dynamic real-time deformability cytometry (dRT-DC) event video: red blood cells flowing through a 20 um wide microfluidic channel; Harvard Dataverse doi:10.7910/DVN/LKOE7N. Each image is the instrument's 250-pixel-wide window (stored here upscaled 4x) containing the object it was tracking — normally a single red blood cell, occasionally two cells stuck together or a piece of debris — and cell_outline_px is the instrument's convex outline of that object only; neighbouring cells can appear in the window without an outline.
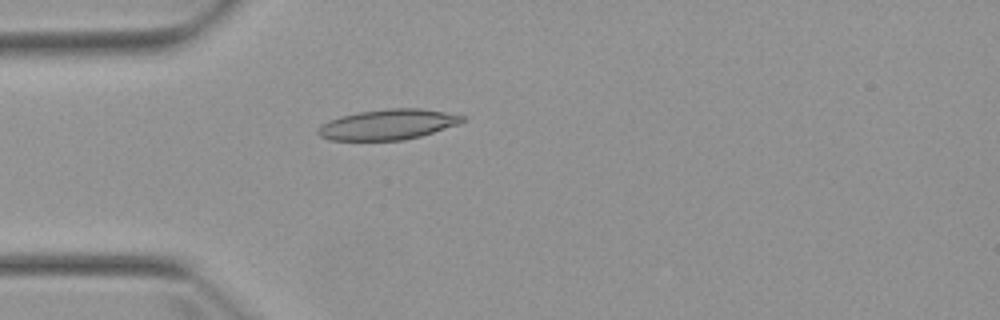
{"species": "Egyptian fruit bat (a non-hibernating species)", "species_latin": "Rousettus aegyptiacus", "temperature_condition": "warm", "stored_images_in_passage": 1, "camera_frame_rate_fps": 3000, "um_per_image_px": 0.085, "animal": {"sex": "female"}, "frame": {"image": 1, "passage_image": 1, "time_ms": 0.0, "image_size_px": [1000, 320], "cell_outline_px": [[468, 120], [460, 124], [420, 136], [404, 140], [328, 140], [320, 136], [316, 132], [316, 128], [320, 124], [328, 120], [340, 116], [360, 112], [388, 108], [420, 108], [444, 112], [464, 116]], "centroid_in_image_um": [32.96, 10.58], "position_along_channel_um": 52.0, "area_um2": 25.72}}